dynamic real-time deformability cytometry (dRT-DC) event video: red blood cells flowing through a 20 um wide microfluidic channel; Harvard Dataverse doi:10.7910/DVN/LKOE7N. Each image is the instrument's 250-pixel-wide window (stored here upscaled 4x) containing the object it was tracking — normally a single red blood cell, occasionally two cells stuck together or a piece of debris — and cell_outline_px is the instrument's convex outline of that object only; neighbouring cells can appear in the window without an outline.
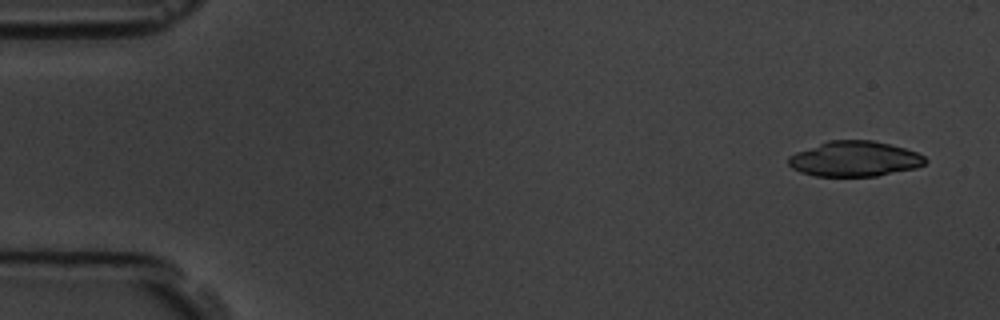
{"species": "common noctule bat (a hibernating species)", "species_latin": "Nyctalus noctula", "temperature_condition": "room temperature", "stored_images_in_passage": 6, "segment_of_instrument_passage": [2, 2], "camera_frame_rate_fps": 3000, "um_per_image_px": 0.085, "animal": {"sex": "male", "body_mass_g": 19.5, "forearm_length_mm": 54.6}, "frame": {"image": 1, "passage_image": 6, "time_ms": 6.667, "image_size_px": [1000, 320], "cell_outline_px": [[928, 160], [924, 164], [916, 168], [876, 176], [816, 176], [800, 172], [792, 168], [788, 164], [788, 156], [796, 152], [828, 140], [872, 140], [904, 148], [916, 152], [924, 156]], "centroid_in_image_um": [72.63, 13.51], "position_along_channel_um": 12.4, "area_um2": 28.09}}